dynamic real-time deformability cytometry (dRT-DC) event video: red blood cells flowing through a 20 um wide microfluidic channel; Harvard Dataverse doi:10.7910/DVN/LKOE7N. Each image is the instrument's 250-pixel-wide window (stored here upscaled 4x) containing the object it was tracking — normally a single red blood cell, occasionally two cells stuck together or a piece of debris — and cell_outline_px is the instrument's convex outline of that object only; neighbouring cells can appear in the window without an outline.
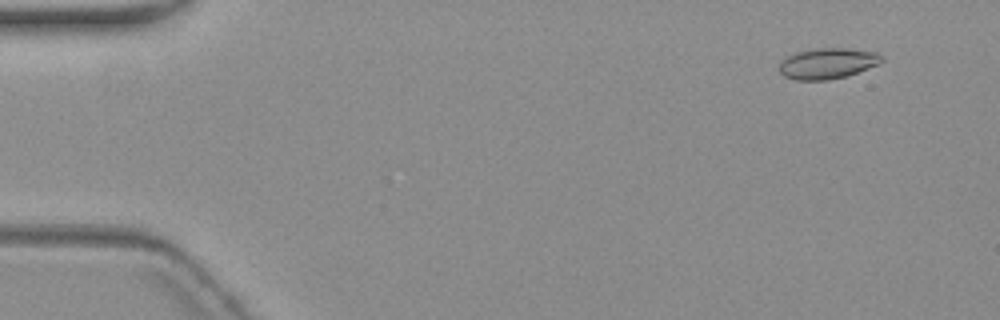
{"species": "common noctule bat (a hibernating species)", "species_latin": "Nyctalus noctula", "temperature_condition": "warm", "stored_images_in_passage": 8, "camera_frame_rate_fps": 3000, "um_per_image_px": 0.085, "animal": {"sex": "female", "body_mass_g": 19.3, "forearm_length_mm": 54.1}, "frame": {"image": 1, "passage_image": 2, "time_ms": 1.333, "image_size_px": [1000, 320], "cell_outline_px": [[884, 60], [880, 64], [844, 76], [828, 80], [796, 80], [784, 76], [780, 72], [780, 64], [788, 56], [796, 52], [812, 48], [844, 48], [876, 52], [884, 56]], "centroid_in_image_um": [70.37, 5.38], "position_along_channel_um": 14.6, "area_um2": 18.26}}
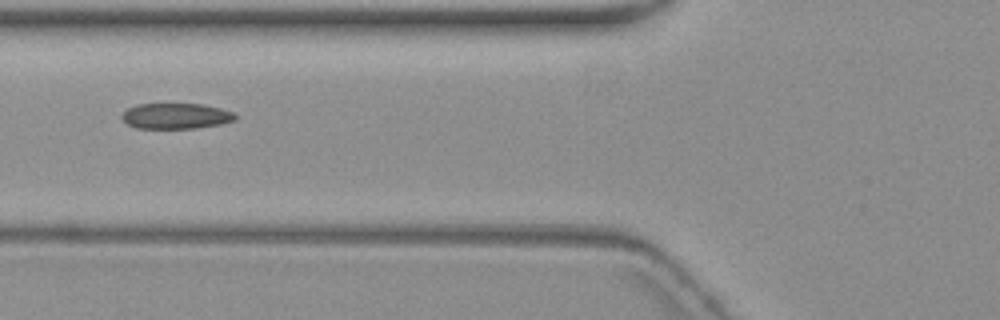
{"frame": {"image": 2, "passage_image": 7, "time_ms": 7.333, "image_size_px": [1000, 320], "cell_outline_px": [[236, 120], [220, 124], [196, 128], [136, 128], [128, 124], [120, 116], [128, 108], [136, 104], [204, 104], [236, 112]], "centroid_in_image_um": [14.98, 9.85], "position_along_channel_um": 110.8, "area_um2": 16.99}}
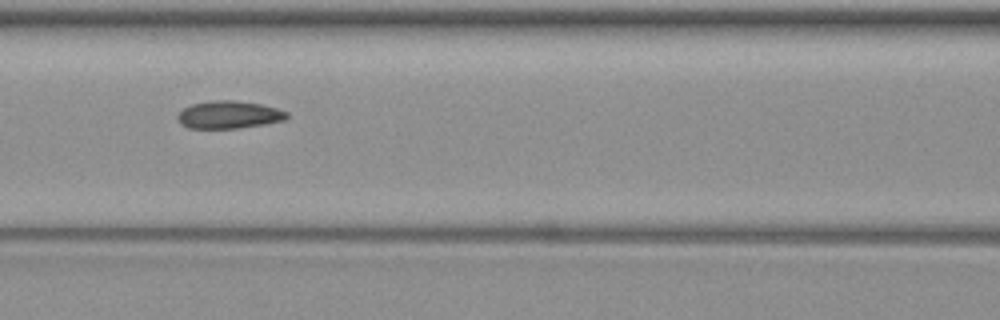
{"frame": {"image": 3, "passage_image": 8, "time_ms": 8.333, "image_size_px": [1000, 320], "cell_outline_px": [[288, 116], [284, 120], [264, 124], [236, 128], [188, 128], [180, 124], [176, 120], [176, 116], [184, 108], [192, 104], [216, 100], [236, 100], [260, 104], [276, 108], [288, 112]], "centroid_in_image_um": [19.43, 9.75], "position_along_channel_um": 147.2, "area_um2": 17.51}}